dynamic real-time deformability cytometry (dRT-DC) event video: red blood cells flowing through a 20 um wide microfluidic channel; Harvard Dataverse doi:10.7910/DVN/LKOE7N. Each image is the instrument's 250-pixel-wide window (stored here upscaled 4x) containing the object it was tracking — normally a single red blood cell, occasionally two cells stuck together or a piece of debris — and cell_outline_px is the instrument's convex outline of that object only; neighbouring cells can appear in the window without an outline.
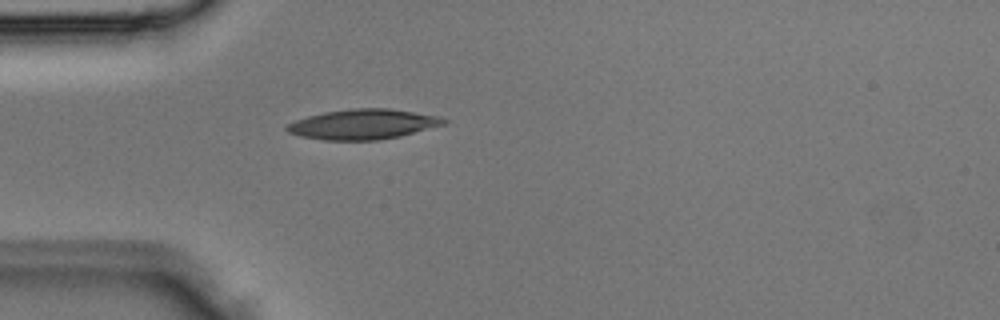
{"species": "Egyptian fruit bat (a non-hibernating species)", "species_latin": "Rousettus aegyptiacus", "temperature_condition": "room temperature", "stored_images_in_passage": 1, "camera_frame_rate_fps": 3000, "um_per_image_px": 0.085, "animal": {"sex": "male"}, "frame": {"image": 1, "passage_image": 1, "time_ms": 0.0, "image_size_px": [1000, 320], "cell_outline_px": [[452, 120], [448, 124], [400, 136], [380, 140], [324, 140], [300, 136], [288, 132], [284, 128], [288, 124], [296, 120], [308, 116], [324, 112], [352, 108], [388, 108], [440, 116]], "centroid_in_image_um": [30.93, 10.56], "position_along_channel_um": 54.1, "area_um2": 27.74}}